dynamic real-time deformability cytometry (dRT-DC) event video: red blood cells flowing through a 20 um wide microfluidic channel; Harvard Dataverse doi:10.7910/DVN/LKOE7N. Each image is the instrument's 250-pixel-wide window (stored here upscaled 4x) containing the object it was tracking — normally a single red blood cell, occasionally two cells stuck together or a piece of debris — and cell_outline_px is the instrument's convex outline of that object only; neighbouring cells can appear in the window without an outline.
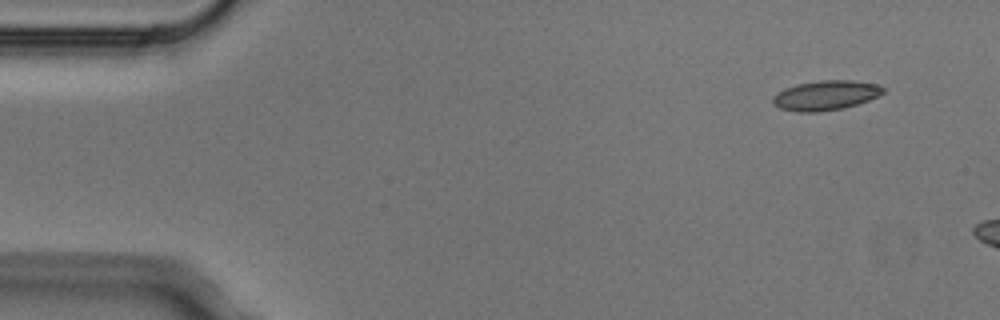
{"species": "Egyptian fruit bat (a non-hibernating species)", "species_latin": "Rousettus aegyptiacus", "temperature_condition": "cold", "stored_images_in_passage": 4, "camera_frame_rate_fps": 3000, "um_per_image_px": 0.085, "animal": {"sex": "male"}, "frame": {"image": 1, "passage_image": 2, "time_ms": 0.333, "image_size_px": [1000, 320], "cell_outline_px": [[884, 92], [868, 100], [844, 108], [816, 112], [796, 112], [780, 108], [772, 104], [772, 96], [784, 88], [796, 84], [820, 80], [852, 80], [876, 84], [884, 88]], "centroid_in_image_um": [70.13, 8.1], "position_along_channel_um": 14.9, "area_um2": 19.07}}